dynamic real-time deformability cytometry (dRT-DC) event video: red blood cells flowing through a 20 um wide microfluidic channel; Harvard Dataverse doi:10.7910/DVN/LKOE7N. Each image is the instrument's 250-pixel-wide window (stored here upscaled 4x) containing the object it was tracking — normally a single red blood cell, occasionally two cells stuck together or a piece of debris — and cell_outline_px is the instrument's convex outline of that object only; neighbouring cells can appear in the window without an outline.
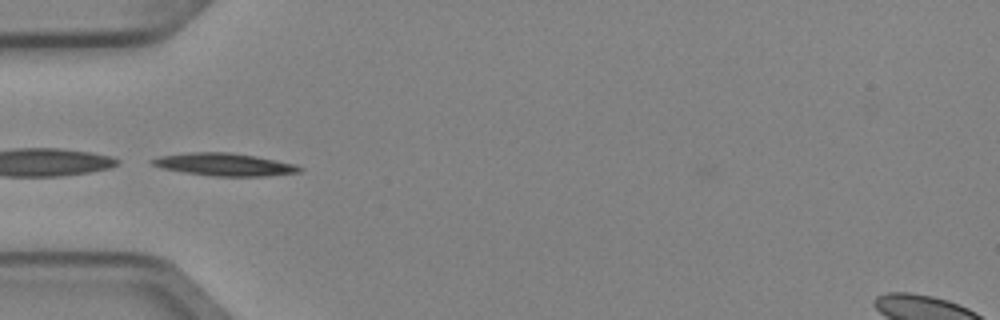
{"species": "Egyptian fruit bat (a non-hibernating species)", "species_latin": "Rousettus aegyptiacus", "temperature_condition": "cold", "stored_images_in_passage": 6, "camera_frame_rate_fps": 3000, "um_per_image_px": 0.085, "animal": {"sex": "female"}, "frame": {"image": 1, "passage_image": 4, "time_ms": 1.0, "image_size_px": [1000, 320], "cell_outline_px": [[304, 168], [300, 172], [268, 176], [216, 176], [184, 172], [164, 168], [152, 164], [148, 160], [160, 156], [192, 152], [228, 152], [256, 156], [296, 164]], "centroid_in_image_um": [19.12, 13.98], "position_along_channel_um": 65.9, "area_um2": 19.31}}
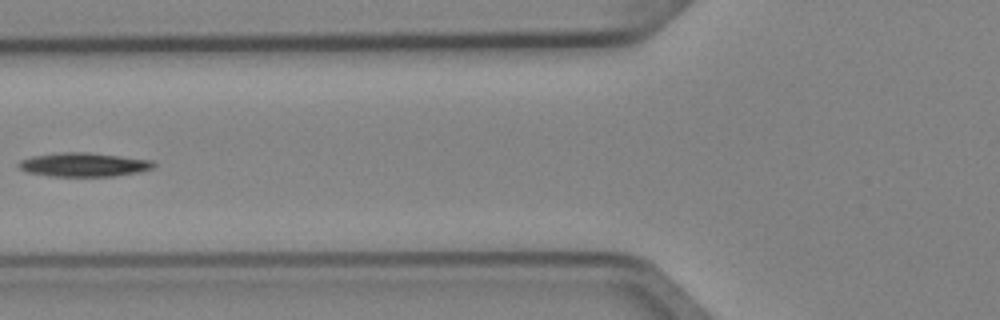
{"frame": {"image": 2, "passage_image": 5, "time_ms": 1.333, "image_size_px": [1000, 320], "cell_outline_px": [[156, 168], [140, 172], [112, 176], [52, 176], [24, 172], [16, 164], [20, 160], [32, 156], [60, 152], [88, 152], [152, 160], [156, 164]], "centroid_in_image_um": [7.12, 13.99], "position_along_channel_um": 118.7, "area_um2": 18.96}}